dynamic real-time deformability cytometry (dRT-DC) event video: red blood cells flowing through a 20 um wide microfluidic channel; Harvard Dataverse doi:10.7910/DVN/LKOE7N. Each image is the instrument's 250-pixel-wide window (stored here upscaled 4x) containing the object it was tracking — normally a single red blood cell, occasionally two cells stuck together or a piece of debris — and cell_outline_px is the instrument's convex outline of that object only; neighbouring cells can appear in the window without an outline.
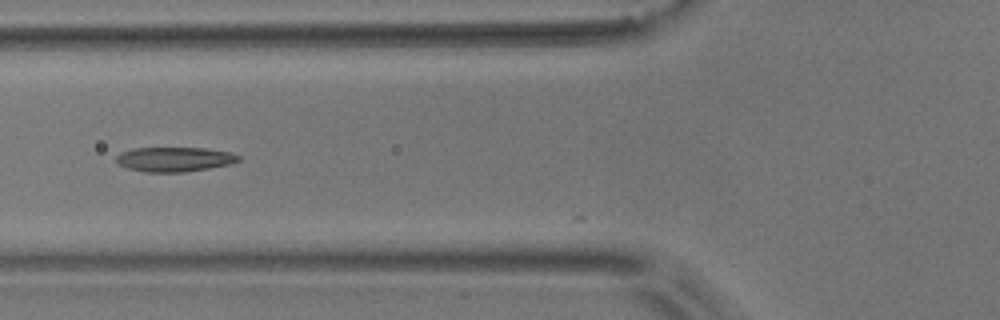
{"species": "common noctule bat (a hibernating species)", "species_latin": "Nyctalus noctula", "temperature_condition": "room temperature", "stored_images_in_passage": 9, "camera_frame_rate_fps": 3000, "um_per_image_px": 0.085, "animal": {"sex": "male", "body_mass_g": 17.9}, "frame": {"image": 1, "passage_image": 3, "time_ms": 0.667, "image_size_px": [1000, 320], "cell_outline_px": [[240, 160], [232, 164], [184, 172], [144, 172], [128, 168], [120, 164], [116, 160], [116, 156], [120, 152], [132, 148], [204, 148], [228, 152], [240, 156]], "centroid_in_image_um": [14.82, 13.54], "position_along_channel_um": 111.0, "area_um2": 17.46}}
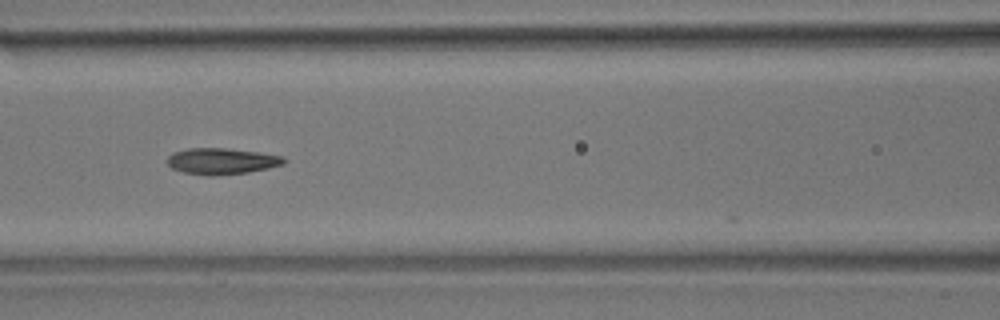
{"frame": {"image": 2, "passage_image": 6, "time_ms": 1.667, "image_size_px": [1000, 320], "cell_outline_px": [[288, 160], [284, 164], [268, 168], [248, 172], [212, 176], [208, 176], [184, 172], [172, 168], [168, 164], [168, 156], [172, 152], [188, 148], [224, 148], [256, 152], [284, 156]], "centroid_in_image_um": [18.85, 13.7], "position_along_channel_um": 147.7, "area_um2": 17.8}}